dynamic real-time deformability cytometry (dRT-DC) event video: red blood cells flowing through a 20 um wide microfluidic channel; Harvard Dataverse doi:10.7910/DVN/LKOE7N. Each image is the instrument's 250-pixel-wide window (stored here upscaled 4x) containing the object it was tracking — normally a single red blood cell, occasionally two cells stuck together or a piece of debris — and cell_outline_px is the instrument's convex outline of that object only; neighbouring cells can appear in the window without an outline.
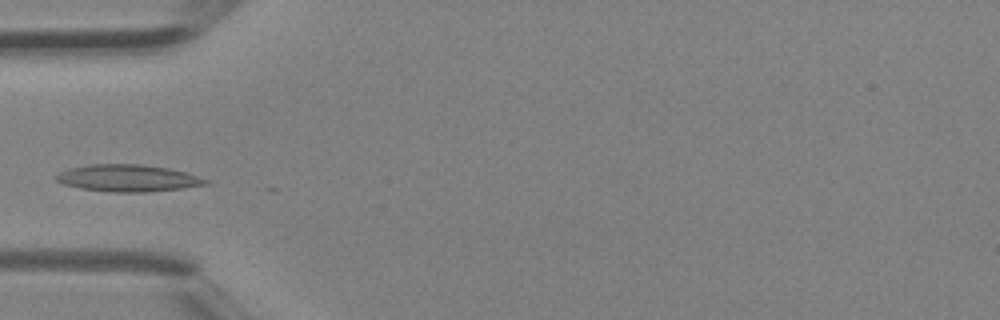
{"species": "Egyptian fruit bat (a non-hibernating species)", "species_latin": "Rousettus aegyptiacus", "temperature_condition": "room temperature", "stored_images_in_passage": 4, "camera_frame_rate_fps": 3000, "um_per_image_px": 0.085, "animal": {"sex": "female"}, "frame": {"image": 1, "passage_image": 4, "time_ms": 1.0, "image_size_px": [1000, 320], "cell_outline_px": [[208, 184], [180, 188], [148, 192], [108, 192], [80, 188], [64, 184], [56, 180], [56, 172], [68, 168], [88, 164], [140, 164], [168, 168], [184, 172], [208, 180]], "centroid_in_image_um": [10.79, 15.13], "position_along_channel_um": 74.2, "area_um2": 23.41}}